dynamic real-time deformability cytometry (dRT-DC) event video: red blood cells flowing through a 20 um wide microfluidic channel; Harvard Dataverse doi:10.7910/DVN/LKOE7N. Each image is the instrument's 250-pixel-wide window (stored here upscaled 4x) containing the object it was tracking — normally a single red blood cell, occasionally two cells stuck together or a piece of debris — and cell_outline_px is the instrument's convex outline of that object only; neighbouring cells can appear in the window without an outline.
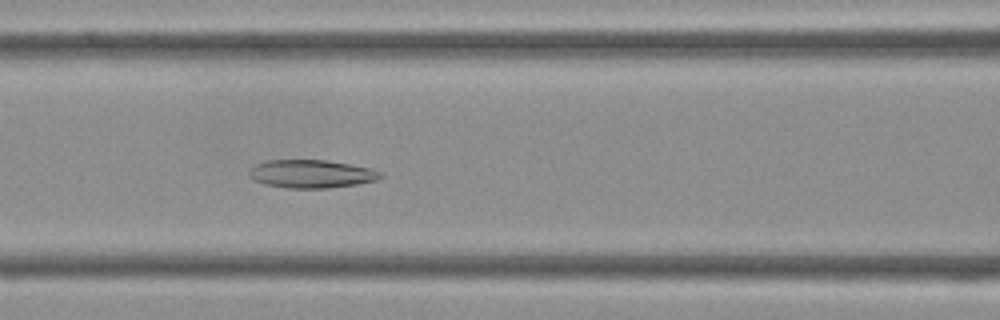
{"species": "Egyptian fruit bat (a non-hibernating species)", "species_latin": "Rousettus aegyptiacus", "temperature_condition": "cold", "stored_images_in_passage": 43, "camera_frame_rate_fps": 3000, "um_per_image_px": 0.085, "frame": {"image": 1, "passage_image": 18, "time_ms": 5.667, "image_size_px": [1000, 320], "cell_outline_px": [[384, 176], [376, 180], [356, 184], [328, 188], [288, 188], [268, 184], [252, 180], [248, 176], [248, 172], [256, 164], [264, 160], [324, 160], [372, 168], [384, 172]], "centroid_in_image_um": [26.48, 14.77], "position_along_channel_um": 140.1, "area_um2": 21.56}}
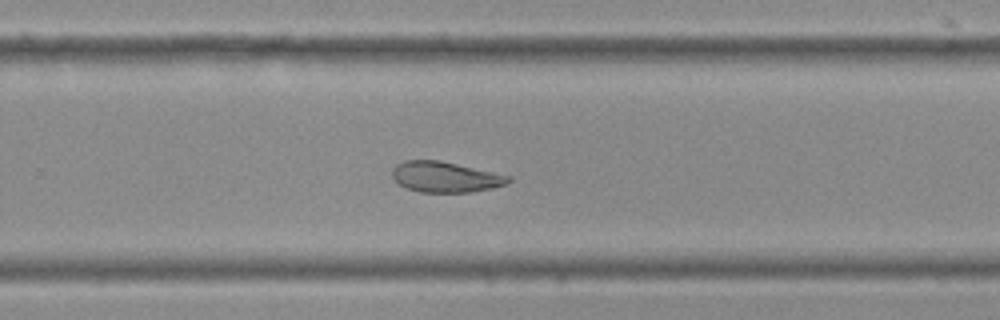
{"frame": {"image": 2, "passage_image": 28, "time_ms": 9.0, "image_size_px": [1000, 320], "cell_outline_px": [[512, 180], [508, 184], [492, 188], [472, 192], [420, 192], [408, 188], [400, 184], [392, 176], [392, 168], [396, 164], [404, 160], [440, 160], [512, 176]], "centroid_in_image_um": [37.88, 15.03], "position_along_channel_um": 291.9, "area_um2": 20.81}}
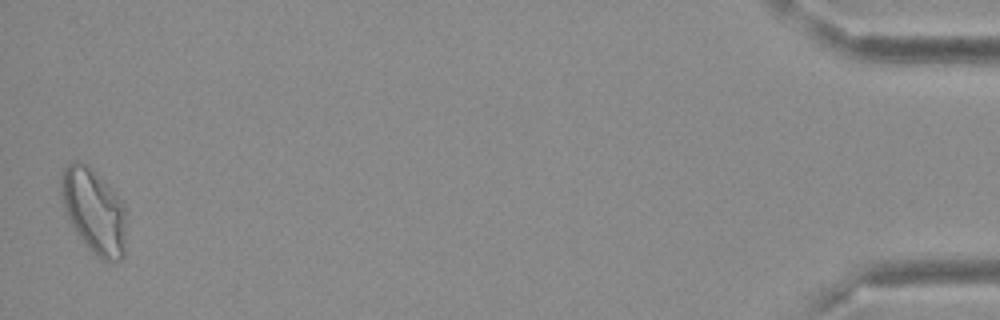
{"frame": {"image": 3, "passage_image": 43, "time_ms": 14.0, "image_size_px": [1000, 320], "cell_outline_px": [[124, 256], [120, 260], [104, 260], [96, 256], [92, 252], [80, 236], [72, 224], [64, 208], [60, 192], [60, 176], [64, 168], [68, 164], [76, 160], [88, 164], [124, 200]], "centroid_in_image_um": [7.98, 17.87], "position_along_channel_um": 427.2, "area_um2": 31.96}}